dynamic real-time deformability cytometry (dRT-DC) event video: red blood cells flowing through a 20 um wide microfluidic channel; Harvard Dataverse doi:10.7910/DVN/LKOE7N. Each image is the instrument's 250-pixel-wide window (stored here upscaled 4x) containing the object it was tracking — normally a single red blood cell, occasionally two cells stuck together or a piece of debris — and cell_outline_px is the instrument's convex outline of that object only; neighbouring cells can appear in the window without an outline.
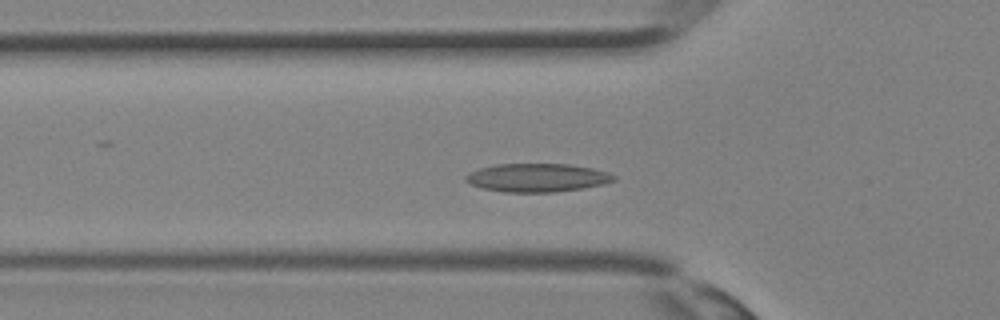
{"species": "Egyptian fruit bat (a non-hibernating species)", "species_latin": "Rousettus aegyptiacus", "temperature_condition": "room temperature", "stored_images_in_passage": 26, "camera_frame_rate_fps": 3000, "um_per_image_px": 0.085, "animal": {"sex": "female"}, "frame": {"image": 1, "passage_image": 2, "time_ms": 0.333, "image_size_px": [1000, 320], "cell_outline_px": [[616, 180], [604, 184], [556, 192], [504, 192], [484, 188], [472, 184], [464, 180], [464, 176], [480, 168], [496, 164], [568, 164], [592, 168], [608, 172], [616, 176]], "centroid_in_image_um": [45.69, 15.1], "position_along_channel_um": 80.1, "area_um2": 24.33}}
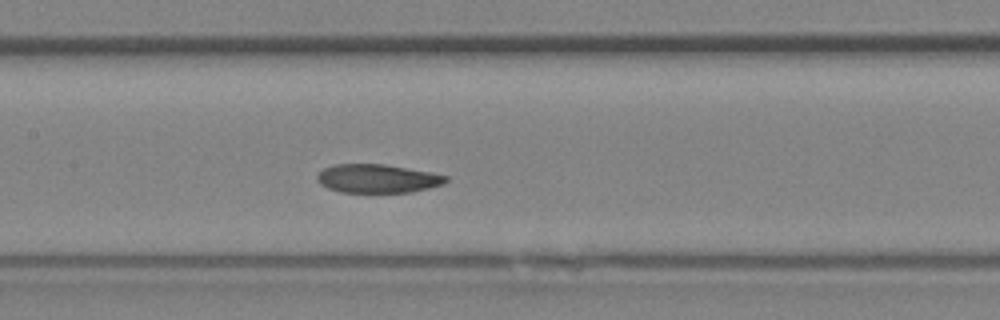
{"frame": {"image": 2, "passage_image": 7, "time_ms": 2.0, "image_size_px": [1000, 320], "cell_outline_px": [[448, 180], [444, 184], [412, 192], [340, 192], [328, 188], [320, 184], [316, 180], [316, 176], [324, 168], [332, 164], [384, 164], [428, 172], [448, 176]], "centroid_in_image_um": [32.05, 15.18], "position_along_channel_um": 175.3, "area_um2": 21.39}}
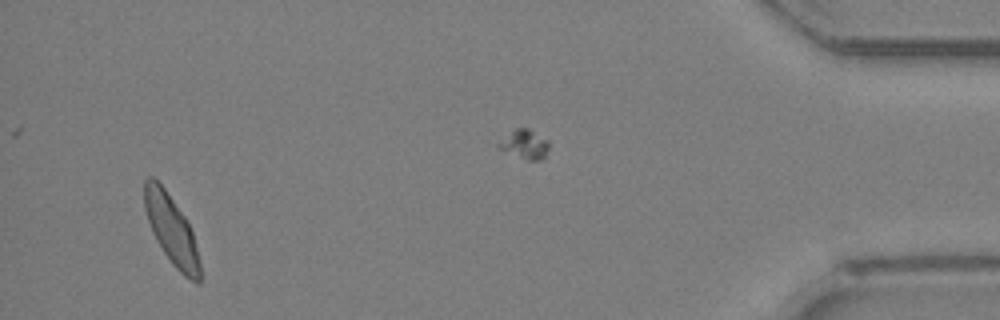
{"frame": {"image": 3, "passage_image": 24, "time_ms": 7.667, "image_size_px": [1000, 320], "cell_outline_px": [[200, 284], [196, 284], [184, 276], [172, 264], [156, 240], [152, 232], [144, 208], [144, 180], [148, 176], [152, 176], [164, 188], [184, 216], [192, 232], [200, 264]], "centroid_in_image_um": [14.56, 19.55], "position_along_channel_um": 420.6, "area_um2": 22.08}}